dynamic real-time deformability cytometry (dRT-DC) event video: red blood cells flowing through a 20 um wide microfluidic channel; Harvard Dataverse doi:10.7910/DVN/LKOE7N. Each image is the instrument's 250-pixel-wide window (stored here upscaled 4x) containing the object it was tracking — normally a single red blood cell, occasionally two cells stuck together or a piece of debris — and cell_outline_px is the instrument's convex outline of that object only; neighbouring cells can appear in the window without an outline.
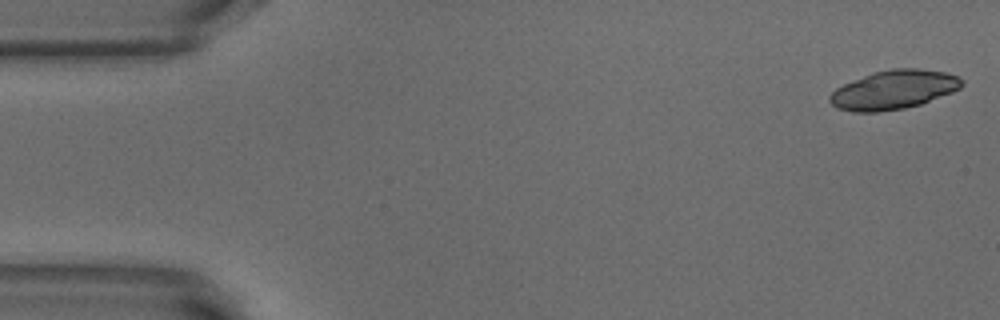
{"species": "common noctule bat (a hibernating species)", "species_latin": "Nyctalus noctula", "temperature_condition": "warm", "stored_images_in_passage": 14, "camera_frame_rate_fps": 3000, "um_per_image_px": 0.085, "animal": {"sex": "male", "body_mass_g": 18.8}, "frame": {"image": 1, "passage_image": 1, "time_ms": 0.0, "image_size_px": [1000, 320], "cell_outline_px": [[964, 84], [960, 88], [952, 92], [920, 104], [904, 108], [880, 112], [852, 112], [836, 108], [828, 100], [828, 96], [836, 88], [844, 84], [872, 72], [892, 68], [920, 68], [944, 72], [956, 76], [964, 80]], "centroid_in_image_um": [75.94, 7.63], "position_along_channel_um": 9.1, "area_um2": 30.06}}